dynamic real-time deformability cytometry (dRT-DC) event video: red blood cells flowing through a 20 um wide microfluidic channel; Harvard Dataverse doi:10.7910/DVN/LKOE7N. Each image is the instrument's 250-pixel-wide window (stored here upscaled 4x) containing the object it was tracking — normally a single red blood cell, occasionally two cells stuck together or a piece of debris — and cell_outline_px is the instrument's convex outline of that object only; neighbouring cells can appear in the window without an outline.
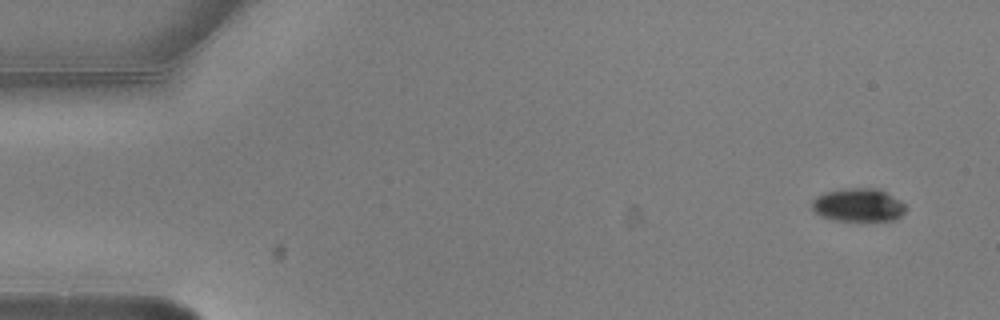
{"species": "common noctule bat (a hibernating species)", "species_latin": "Nyctalus noctula", "temperature_condition": "warm", "stored_images_in_passage": 5, "camera_frame_rate_fps": 3000, "um_per_image_px": 0.085, "animal": {"sex": "male", "body_mass_g": 20.5, "forearm_length_mm": 52.5}, "frame": {"image": 1, "passage_image": 1, "time_ms": 0.0, "image_size_px": [1000, 320], "cell_outline_px": [[908, 208], [900, 216], [892, 220], [832, 220], [820, 216], [812, 208], [812, 200], [816, 196], [824, 192], [840, 188], [880, 188], [900, 200]], "centroid_in_image_um": [72.94, 17.4], "position_along_channel_um": 12.1, "area_um2": 18.32}}